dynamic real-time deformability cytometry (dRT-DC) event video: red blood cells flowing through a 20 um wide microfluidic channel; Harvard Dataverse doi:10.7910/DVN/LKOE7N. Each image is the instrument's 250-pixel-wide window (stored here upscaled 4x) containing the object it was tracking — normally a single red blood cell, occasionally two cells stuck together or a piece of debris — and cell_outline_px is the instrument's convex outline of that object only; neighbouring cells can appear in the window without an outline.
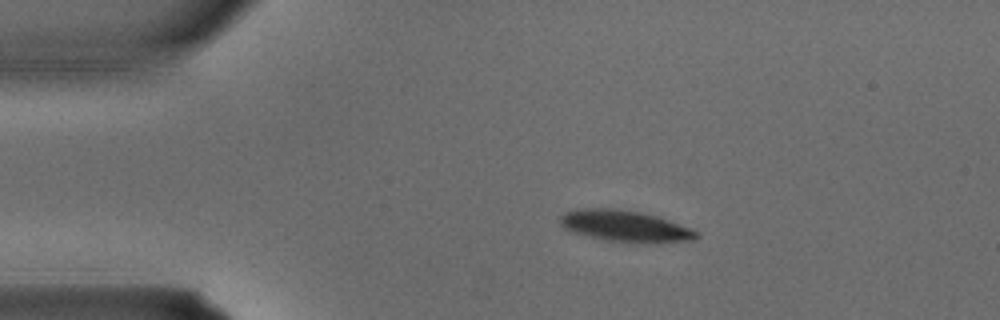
{"species": "common noctule bat (a hibernating species)", "species_latin": "Nyctalus noctula", "temperature_condition": "warm", "stored_images_in_passage": 2, "camera_frame_rate_fps": 3000, "um_per_image_px": 0.085, "animal": {"sex": "male", "body_mass_g": 15.6}, "frame": {"image": 1, "passage_image": 1, "time_ms": 0.0, "image_size_px": [1000, 320], "cell_outline_px": [[700, 236], [692, 240], [608, 240], [588, 236], [572, 232], [564, 228], [560, 224], [560, 216], [564, 212], [576, 208], [612, 208], [640, 212], [660, 216], [692, 228]], "centroid_in_image_um": [53.04, 19.15], "position_along_channel_um": 32.0, "area_um2": 24.04}}